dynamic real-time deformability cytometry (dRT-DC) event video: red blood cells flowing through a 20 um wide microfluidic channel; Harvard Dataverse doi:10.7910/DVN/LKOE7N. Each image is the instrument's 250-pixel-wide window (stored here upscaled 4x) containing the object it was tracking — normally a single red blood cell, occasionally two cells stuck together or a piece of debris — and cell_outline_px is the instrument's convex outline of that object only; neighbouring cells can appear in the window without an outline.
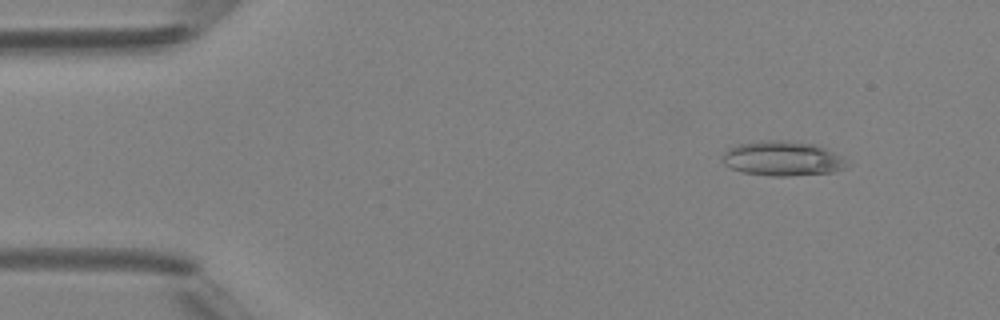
{"species": "Egyptian fruit bat (a non-hibernating species)", "species_latin": "Rousettus aegyptiacus", "temperature_condition": "room temperature", "stored_images_in_passage": 4, "camera_frame_rate_fps": 3000, "um_per_image_px": 0.085, "animal": {"sex": "female"}, "frame": {"image": 1, "passage_image": 2, "time_ms": 1.333, "image_size_px": [1000, 320], "cell_outline_px": [[848, 168], [832, 172], [788, 176], [772, 176], [740, 172], [724, 164], [720, 156], [728, 148], [740, 144], [760, 140], [788, 140], [820, 144], [840, 156], [844, 160]], "centroid_in_image_um": [66.5, 13.46], "position_along_channel_um": 18.5, "area_um2": 25.49}}
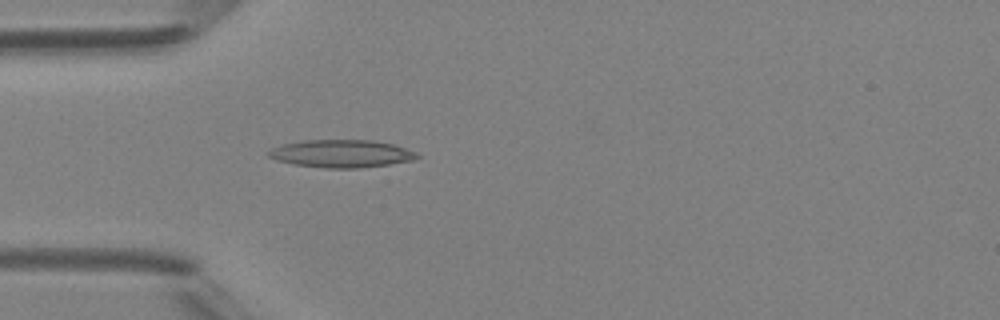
{"frame": {"image": 2, "passage_image": 4, "time_ms": 4.333, "image_size_px": [1000, 320], "cell_outline_px": [[420, 156], [412, 160], [388, 164], [360, 168], [328, 168], [296, 164], [276, 160], [268, 156], [268, 152], [272, 148], [284, 144], [304, 140], [372, 140], [392, 144], [416, 152]], "centroid_in_image_um": [29.02, 13.05], "position_along_channel_um": 56.0, "area_um2": 23.64}}